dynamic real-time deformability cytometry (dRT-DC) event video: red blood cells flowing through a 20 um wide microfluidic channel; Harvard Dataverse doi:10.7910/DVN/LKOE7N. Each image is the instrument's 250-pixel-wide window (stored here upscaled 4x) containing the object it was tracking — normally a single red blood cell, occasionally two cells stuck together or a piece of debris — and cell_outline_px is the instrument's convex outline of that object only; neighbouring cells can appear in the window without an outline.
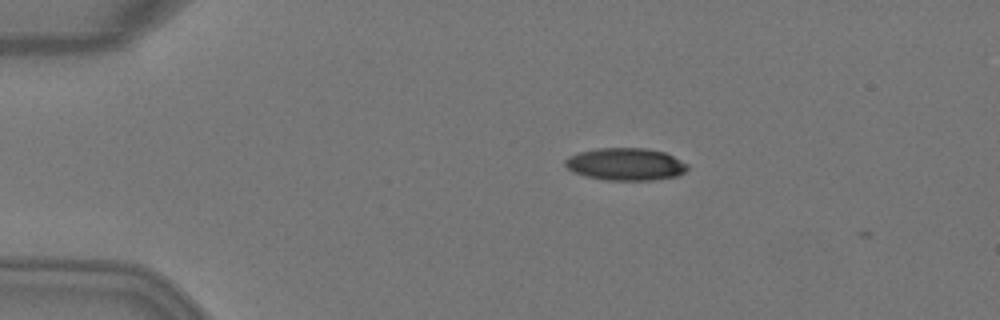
{"species": "Egyptian fruit bat (a non-hibernating species)", "species_latin": "Rousettus aegyptiacus", "temperature_condition": "warm", "stored_images_in_passage": 4, "camera_frame_rate_fps": 3000, "um_per_image_px": 0.085, "animal": {"sex": "female"}, "frame": {"image": 1, "passage_image": 1, "time_ms": 0.0, "image_size_px": [1000, 320], "cell_outline_px": [[688, 168], [684, 172], [676, 176], [652, 180], [608, 180], [588, 176], [576, 172], [568, 168], [564, 164], [564, 160], [568, 156], [580, 152], [596, 148], [644, 148], [664, 152], [688, 164]], "centroid_in_image_um": [53.18, 13.95], "position_along_channel_um": 31.8, "area_um2": 22.83}}